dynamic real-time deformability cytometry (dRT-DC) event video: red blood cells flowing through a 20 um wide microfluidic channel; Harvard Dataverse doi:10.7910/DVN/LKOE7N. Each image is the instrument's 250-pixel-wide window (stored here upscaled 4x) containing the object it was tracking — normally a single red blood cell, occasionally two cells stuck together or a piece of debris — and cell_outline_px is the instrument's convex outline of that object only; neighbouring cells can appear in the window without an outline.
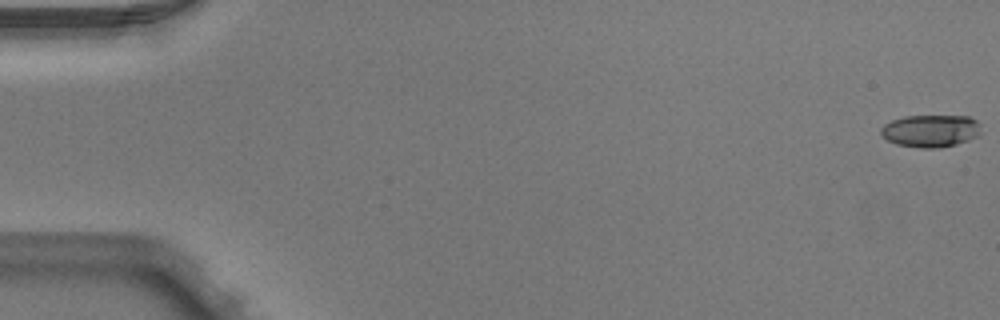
{"species": "Egyptian fruit bat (a non-hibernating species)", "species_latin": "Rousettus aegyptiacus", "temperature_condition": "warm", "stored_images_in_passage": 5, "camera_frame_rate_fps": 3000, "um_per_image_px": 0.085, "animal": {"sex": "male"}, "frame": {"image": 1, "passage_image": 1, "time_ms": 0.0, "image_size_px": [1000, 320], "cell_outline_px": [[980, 136], [956, 144], [940, 148], [920, 148], [896, 144], [888, 140], [880, 132], [880, 128], [884, 124], [892, 120], [904, 116], [972, 116], [980, 124]], "centroid_in_image_um": [79.13, 11.12], "position_along_channel_um": 5.9, "area_um2": 19.07}}
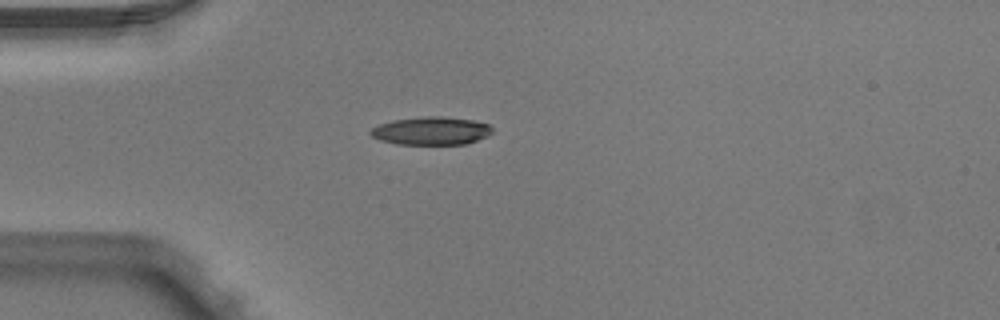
{"frame": {"image": 2, "passage_image": 4, "time_ms": 1.0, "image_size_px": [1000, 320], "cell_outline_px": [[492, 132], [488, 136], [464, 144], [396, 144], [380, 140], [372, 136], [368, 132], [372, 128], [380, 124], [392, 120], [428, 116], [440, 116], [472, 120], [488, 124], [492, 128]], "centroid_in_image_um": [36.64, 11.12], "position_along_channel_um": 48.4, "area_um2": 19.77}}